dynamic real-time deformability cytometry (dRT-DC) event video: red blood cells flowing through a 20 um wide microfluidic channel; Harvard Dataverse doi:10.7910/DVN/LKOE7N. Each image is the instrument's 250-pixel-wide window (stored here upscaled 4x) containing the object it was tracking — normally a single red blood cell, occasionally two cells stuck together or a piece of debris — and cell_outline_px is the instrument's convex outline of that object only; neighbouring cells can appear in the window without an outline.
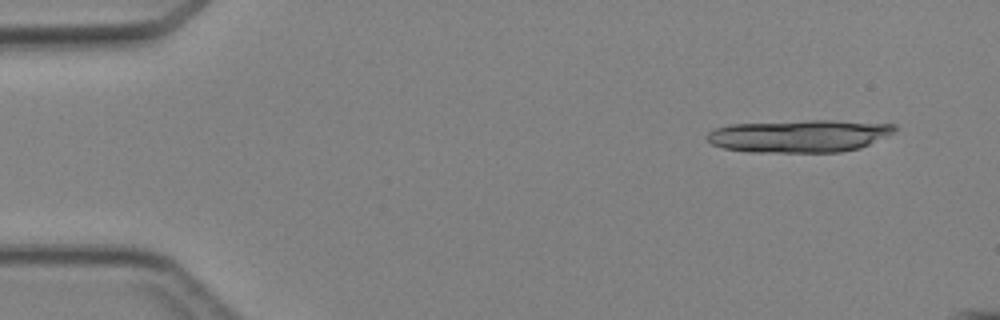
{"species": "Egyptian fruit bat (a non-hibernating species)", "species_latin": "Rousettus aegyptiacus", "temperature_condition": "cold", "stored_images_in_passage": 3, "camera_frame_rate_fps": 3000, "um_per_image_px": 0.085, "animal": {"sex": "female"}, "frame": {"image": 1, "passage_image": 1, "time_ms": 0.0, "image_size_px": [1000, 320], "cell_outline_px": [[896, 128], [892, 132], [860, 148], [840, 152], [748, 152], [724, 148], [712, 144], [704, 136], [708, 132], [716, 128], [728, 124], [808, 120], [832, 120], [896, 124]], "centroid_in_image_um": [67.88, 11.55], "position_along_channel_um": 17.1, "area_um2": 35.55}}